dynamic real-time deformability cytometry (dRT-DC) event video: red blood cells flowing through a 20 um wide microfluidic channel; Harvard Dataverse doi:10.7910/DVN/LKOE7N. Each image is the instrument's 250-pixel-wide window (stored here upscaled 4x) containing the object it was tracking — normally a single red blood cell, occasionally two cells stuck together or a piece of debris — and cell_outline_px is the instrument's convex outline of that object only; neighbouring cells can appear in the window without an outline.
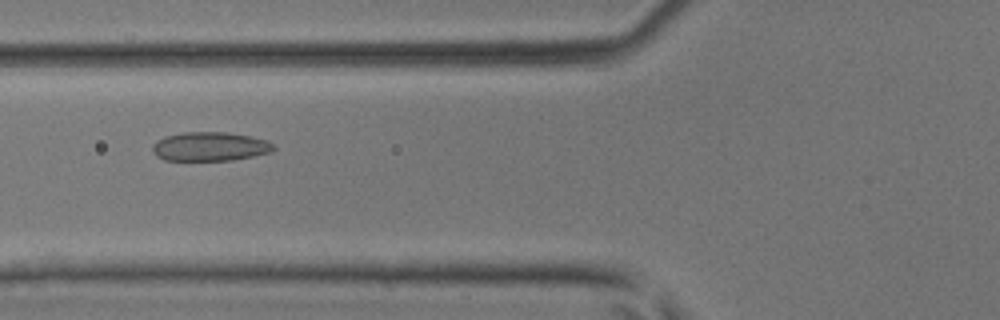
{"species": "common noctule bat (a hibernating species)", "species_latin": "Nyctalus noctula", "temperature_condition": "room temperature", "stored_images_in_passage": 47, "camera_frame_rate_fps": 3000, "um_per_image_px": 0.085, "animal": {"sex": "male", "body_mass_g": 17.9, "forearm_length_mm": 54.2}, "frame": {"image": 1, "passage_image": 19, "time_ms": 6.0, "image_size_px": [1000, 320], "cell_outline_px": [[276, 148], [272, 152], [232, 160], [164, 160], [156, 156], [152, 152], [152, 144], [156, 140], [164, 136], [184, 132], [228, 132], [252, 136], [268, 140]], "centroid_in_image_um": [17.83, 12.44], "position_along_channel_um": 108.0, "area_um2": 20.69}}
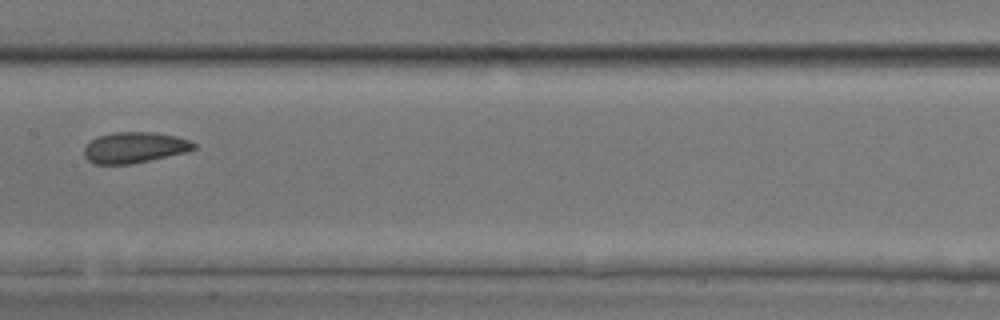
{"frame": {"image": 2, "passage_image": 25, "time_ms": 8.0, "image_size_px": [1000, 320], "cell_outline_px": [[196, 148], [184, 152], [148, 160], [128, 164], [96, 164], [88, 160], [84, 156], [84, 148], [92, 140], [100, 136], [112, 132], [152, 132], [176, 136], [188, 140], [196, 144]], "centroid_in_image_um": [11.41, 12.53], "position_along_channel_um": 196.0, "area_um2": 19.36}}
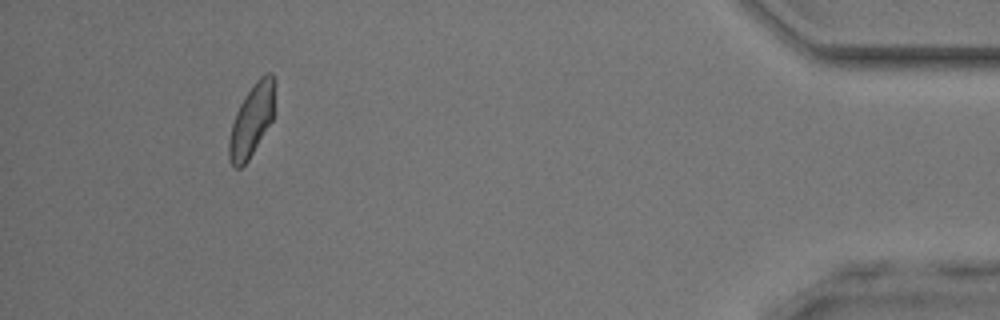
{"frame": {"image": 3, "passage_image": 44, "time_ms": 14.333, "image_size_px": [1000, 320], "cell_outline_px": [[272, 120], [248, 160], [240, 168], [236, 168], [228, 160], [228, 140], [232, 124], [236, 112], [244, 96], [256, 80], [260, 76], [268, 72], [272, 72]], "centroid_in_image_um": [21.33, 10.27], "position_along_channel_um": 413.9, "area_um2": 18.61}}